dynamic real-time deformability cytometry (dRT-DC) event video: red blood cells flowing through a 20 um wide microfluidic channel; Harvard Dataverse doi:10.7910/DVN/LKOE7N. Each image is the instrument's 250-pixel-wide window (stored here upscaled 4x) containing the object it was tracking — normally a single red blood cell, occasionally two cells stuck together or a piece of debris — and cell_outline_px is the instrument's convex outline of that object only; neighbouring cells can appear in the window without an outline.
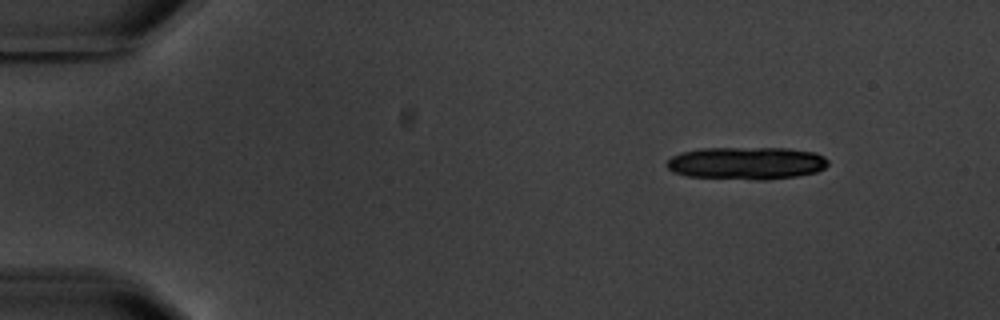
{"species": "common noctule bat (a hibernating species)", "species_latin": "Nyctalus noctula", "temperature_condition": "warm", "stored_images_in_passage": 3, "segment_of_instrument_passage": [2, 2], "camera_frame_rate_fps": 3000, "um_per_image_px": 0.085, "animal": {"sex": "male", "body_mass_g": 20.1, "forearm_length_mm": 53.5}, "frame": {"image": 1, "passage_image": 3, "time_ms": 7.0, "image_size_px": [1000, 320], "cell_outline_px": [[828, 164], [824, 168], [816, 172], [796, 176], [768, 180], [756, 180], [688, 176], [672, 172], [668, 168], [668, 160], [672, 156], [680, 152], [700, 148], [788, 148], [816, 152], [824, 156], [828, 160]], "centroid_in_image_um": [63.47, 13.86], "position_along_channel_um": 21.5, "area_um2": 30.81}}